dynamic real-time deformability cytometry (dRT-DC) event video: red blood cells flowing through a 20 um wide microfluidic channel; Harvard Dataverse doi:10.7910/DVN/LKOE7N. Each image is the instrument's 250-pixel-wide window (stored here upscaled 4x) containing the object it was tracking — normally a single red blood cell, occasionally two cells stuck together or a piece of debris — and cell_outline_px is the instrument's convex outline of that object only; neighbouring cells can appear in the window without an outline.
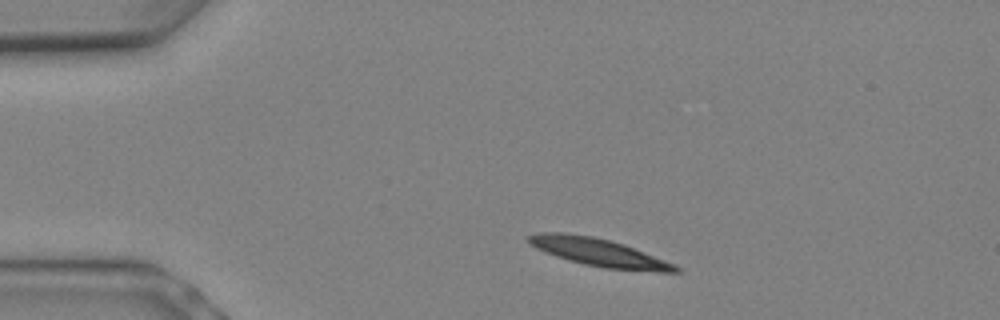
{"species": "Egyptian fruit bat (a non-hibernating species)", "species_latin": "Rousettus aegyptiacus", "temperature_condition": "warm", "stored_images_in_passage": 3, "camera_frame_rate_fps": 3000, "um_per_image_px": 0.085, "animal": {"sex": "female"}, "frame": {"image": 1, "passage_image": 1, "time_ms": 0.0, "image_size_px": [1000, 320], "cell_outline_px": [[680, 272], [660, 272], [604, 268], [584, 264], [568, 260], [544, 252], [536, 248], [524, 236], [540, 232], [564, 232], [592, 236], [624, 244], [676, 264], [680, 268]], "centroid_in_image_um": [50.9, 21.45], "position_along_channel_um": 34.1, "area_um2": 23.87}}